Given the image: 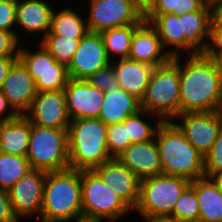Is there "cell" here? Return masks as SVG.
I'll list each match as a JSON object with an SVG mask.
<instances>
[{
    "instance_id": "52a82bcc",
    "label": "cell",
    "mask_w": 222,
    "mask_h": 222,
    "mask_svg": "<svg viewBox=\"0 0 222 222\" xmlns=\"http://www.w3.org/2000/svg\"><path fill=\"white\" fill-rule=\"evenodd\" d=\"M26 157L31 169L51 172L69 168L67 129L31 124Z\"/></svg>"
},
{
    "instance_id": "4dcf8cb0",
    "label": "cell",
    "mask_w": 222,
    "mask_h": 222,
    "mask_svg": "<svg viewBox=\"0 0 222 222\" xmlns=\"http://www.w3.org/2000/svg\"><path fill=\"white\" fill-rule=\"evenodd\" d=\"M178 222H198L199 205L194 187L190 184L176 201L169 216Z\"/></svg>"
},
{
    "instance_id": "484cf974",
    "label": "cell",
    "mask_w": 222,
    "mask_h": 222,
    "mask_svg": "<svg viewBox=\"0 0 222 222\" xmlns=\"http://www.w3.org/2000/svg\"><path fill=\"white\" fill-rule=\"evenodd\" d=\"M144 20L157 30L164 49L166 47H173L171 50L168 49V53L172 57L179 56V53L185 50V35L182 33L179 15L173 13L146 14Z\"/></svg>"
},
{
    "instance_id": "d590c367",
    "label": "cell",
    "mask_w": 222,
    "mask_h": 222,
    "mask_svg": "<svg viewBox=\"0 0 222 222\" xmlns=\"http://www.w3.org/2000/svg\"><path fill=\"white\" fill-rule=\"evenodd\" d=\"M87 81L100 91L106 92L113 90L114 87H120L116 77L114 67L110 64L102 70L95 72Z\"/></svg>"
},
{
    "instance_id": "7c38bea8",
    "label": "cell",
    "mask_w": 222,
    "mask_h": 222,
    "mask_svg": "<svg viewBox=\"0 0 222 222\" xmlns=\"http://www.w3.org/2000/svg\"><path fill=\"white\" fill-rule=\"evenodd\" d=\"M111 64L100 33L89 32L80 39V44L67 66L69 78L87 80L95 72Z\"/></svg>"
},
{
    "instance_id": "ffe728a7",
    "label": "cell",
    "mask_w": 222,
    "mask_h": 222,
    "mask_svg": "<svg viewBox=\"0 0 222 222\" xmlns=\"http://www.w3.org/2000/svg\"><path fill=\"white\" fill-rule=\"evenodd\" d=\"M212 6L209 1L201 10L179 15L182 33L185 35V52L188 55L202 53L209 39Z\"/></svg>"
},
{
    "instance_id": "e0dca14e",
    "label": "cell",
    "mask_w": 222,
    "mask_h": 222,
    "mask_svg": "<svg viewBox=\"0 0 222 222\" xmlns=\"http://www.w3.org/2000/svg\"><path fill=\"white\" fill-rule=\"evenodd\" d=\"M3 95L17 114H25L36 96V81L18 59L9 70L1 87Z\"/></svg>"
},
{
    "instance_id": "3957f363",
    "label": "cell",
    "mask_w": 222,
    "mask_h": 222,
    "mask_svg": "<svg viewBox=\"0 0 222 222\" xmlns=\"http://www.w3.org/2000/svg\"><path fill=\"white\" fill-rule=\"evenodd\" d=\"M162 174L190 181L204 177V156L172 122H162L155 135Z\"/></svg>"
},
{
    "instance_id": "603a6c76",
    "label": "cell",
    "mask_w": 222,
    "mask_h": 222,
    "mask_svg": "<svg viewBox=\"0 0 222 222\" xmlns=\"http://www.w3.org/2000/svg\"><path fill=\"white\" fill-rule=\"evenodd\" d=\"M141 110L140 100L120 87L107 90L98 119L105 125L123 122L127 117Z\"/></svg>"
},
{
    "instance_id": "d6986e66",
    "label": "cell",
    "mask_w": 222,
    "mask_h": 222,
    "mask_svg": "<svg viewBox=\"0 0 222 222\" xmlns=\"http://www.w3.org/2000/svg\"><path fill=\"white\" fill-rule=\"evenodd\" d=\"M117 159L129 168L140 180L162 174L156 139L132 143Z\"/></svg>"
},
{
    "instance_id": "9a60e30c",
    "label": "cell",
    "mask_w": 222,
    "mask_h": 222,
    "mask_svg": "<svg viewBox=\"0 0 222 222\" xmlns=\"http://www.w3.org/2000/svg\"><path fill=\"white\" fill-rule=\"evenodd\" d=\"M64 93L71 120L98 118L105 92L92 86L87 80L69 78Z\"/></svg>"
},
{
    "instance_id": "f35d334b",
    "label": "cell",
    "mask_w": 222,
    "mask_h": 222,
    "mask_svg": "<svg viewBox=\"0 0 222 222\" xmlns=\"http://www.w3.org/2000/svg\"><path fill=\"white\" fill-rule=\"evenodd\" d=\"M18 43L12 32L0 29V57H18Z\"/></svg>"
},
{
    "instance_id": "836d02e7",
    "label": "cell",
    "mask_w": 222,
    "mask_h": 222,
    "mask_svg": "<svg viewBox=\"0 0 222 222\" xmlns=\"http://www.w3.org/2000/svg\"><path fill=\"white\" fill-rule=\"evenodd\" d=\"M107 148L111 158H117L132 143L127 138V118L123 122L107 125Z\"/></svg>"
},
{
    "instance_id": "74e56055",
    "label": "cell",
    "mask_w": 222,
    "mask_h": 222,
    "mask_svg": "<svg viewBox=\"0 0 222 222\" xmlns=\"http://www.w3.org/2000/svg\"><path fill=\"white\" fill-rule=\"evenodd\" d=\"M206 57L214 58L222 53V23L211 18L209 26V39L206 49L202 52Z\"/></svg>"
},
{
    "instance_id": "60d3db41",
    "label": "cell",
    "mask_w": 222,
    "mask_h": 222,
    "mask_svg": "<svg viewBox=\"0 0 222 222\" xmlns=\"http://www.w3.org/2000/svg\"><path fill=\"white\" fill-rule=\"evenodd\" d=\"M10 107V108H9ZM9 108V114L6 112V110ZM11 110V112H10ZM5 113H7L5 116ZM18 114L11 108V106L9 105L7 98L3 95L1 89H0V123H2L3 121H7L10 119H13L17 116Z\"/></svg>"
},
{
    "instance_id": "8d00e7d4",
    "label": "cell",
    "mask_w": 222,
    "mask_h": 222,
    "mask_svg": "<svg viewBox=\"0 0 222 222\" xmlns=\"http://www.w3.org/2000/svg\"><path fill=\"white\" fill-rule=\"evenodd\" d=\"M17 0H3L0 3V29L12 32L17 40L20 36L12 28L16 25Z\"/></svg>"
},
{
    "instance_id": "4fadbf2b",
    "label": "cell",
    "mask_w": 222,
    "mask_h": 222,
    "mask_svg": "<svg viewBox=\"0 0 222 222\" xmlns=\"http://www.w3.org/2000/svg\"><path fill=\"white\" fill-rule=\"evenodd\" d=\"M24 115L31 124L48 128L68 129L71 121L64 90L38 91Z\"/></svg>"
},
{
    "instance_id": "ee69618b",
    "label": "cell",
    "mask_w": 222,
    "mask_h": 222,
    "mask_svg": "<svg viewBox=\"0 0 222 222\" xmlns=\"http://www.w3.org/2000/svg\"><path fill=\"white\" fill-rule=\"evenodd\" d=\"M212 17L222 23V0H212Z\"/></svg>"
},
{
    "instance_id": "1f68e13d",
    "label": "cell",
    "mask_w": 222,
    "mask_h": 222,
    "mask_svg": "<svg viewBox=\"0 0 222 222\" xmlns=\"http://www.w3.org/2000/svg\"><path fill=\"white\" fill-rule=\"evenodd\" d=\"M146 113H148L146 110L141 109L137 113L127 117V138L130 139L131 143L145 142L155 138L157 128L163 121L158 119L155 129L142 119Z\"/></svg>"
},
{
    "instance_id": "f1b7e54d",
    "label": "cell",
    "mask_w": 222,
    "mask_h": 222,
    "mask_svg": "<svg viewBox=\"0 0 222 222\" xmlns=\"http://www.w3.org/2000/svg\"><path fill=\"white\" fill-rule=\"evenodd\" d=\"M31 169L26 156L0 152V189L8 191Z\"/></svg>"
},
{
    "instance_id": "83f0119b",
    "label": "cell",
    "mask_w": 222,
    "mask_h": 222,
    "mask_svg": "<svg viewBox=\"0 0 222 222\" xmlns=\"http://www.w3.org/2000/svg\"><path fill=\"white\" fill-rule=\"evenodd\" d=\"M140 25H126L123 27L104 30L100 33L106 53L111 61L112 54L120 56L118 59L128 58L134 31Z\"/></svg>"
},
{
    "instance_id": "d6a6232c",
    "label": "cell",
    "mask_w": 222,
    "mask_h": 222,
    "mask_svg": "<svg viewBox=\"0 0 222 222\" xmlns=\"http://www.w3.org/2000/svg\"><path fill=\"white\" fill-rule=\"evenodd\" d=\"M209 0H157L147 14L191 13L201 10Z\"/></svg>"
},
{
    "instance_id": "9c48e42d",
    "label": "cell",
    "mask_w": 222,
    "mask_h": 222,
    "mask_svg": "<svg viewBox=\"0 0 222 222\" xmlns=\"http://www.w3.org/2000/svg\"><path fill=\"white\" fill-rule=\"evenodd\" d=\"M39 45L35 52L19 47L18 59L36 81L37 91L64 90L69 79L67 66L57 62L42 43Z\"/></svg>"
},
{
    "instance_id": "30bf717a",
    "label": "cell",
    "mask_w": 222,
    "mask_h": 222,
    "mask_svg": "<svg viewBox=\"0 0 222 222\" xmlns=\"http://www.w3.org/2000/svg\"><path fill=\"white\" fill-rule=\"evenodd\" d=\"M89 1V17L86 18L89 32L101 33L107 29L126 25H141L145 21L132 0Z\"/></svg>"
},
{
    "instance_id": "f546056e",
    "label": "cell",
    "mask_w": 222,
    "mask_h": 222,
    "mask_svg": "<svg viewBox=\"0 0 222 222\" xmlns=\"http://www.w3.org/2000/svg\"><path fill=\"white\" fill-rule=\"evenodd\" d=\"M41 39L40 43L43 44L53 58L66 66L72 61L80 44V39L66 38L55 34H46V36Z\"/></svg>"
},
{
    "instance_id": "7dc6e473",
    "label": "cell",
    "mask_w": 222,
    "mask_h": 222,
    "mask_svg": "<svg viewBox=\"0 0 222 222\" xmlns=\"http://www.w3.org/2000/svg\"><path fill=\"white\" fill-rule=\"evenodd\" d=\"M213 61L220 73V75L222 76V53H218L214 58Z\"/></svg>"
},
{
    "instance_id": "6da1fadb",
    "label": "cell",
    "mask_w": 222,
    "mask_h": 222,
    "mask_svg": "<svg viewBox=\"0 0 222 222\" xmlns=\"http://www.w3.org/2000/svg\"><path fill=\"white\" fill-rule=\"evenodd\" d=\"M180 64V114L222 110V76L203 53Z\"/></svg>"
},
{
    "instance_id": "d4e9b609",
    "label": "cell",
    "mask_w": 222,
    "mask_h": 222,
    "mask_svg": "<svg viewBox=\"0 0 222 222\" xmlns=\"http://www.w3.org/2000/svg\"><path fill=\"white\" fill-rule=\"evenodd\" d=\"M199 205L198 222H222V191L211 178L191 181Z\"/></svg>"
},
{
    "instance_id": "8992f818",
    "label": "cell",
    "mask_w": 222,
    "mask_h": 222,
    "mask_svg": "<svg viewBox=\"0 0 222 222\" xmlns=\"http://www.w3.org/2000/svg\"><path fill=\"white\" fill-rule=\"evenodd\" d=\"M81 200L84 222H114L132 210L93 170H81Z\"/></svg>"
},
{
    "instance_id": "b9f144b4",
    "label": "cell",
    "mask_w": 222,
    "mask_h": 222,
    "mask_svg": "<svg viewBox=\"0 0 222 222\" xmlns=\"http://www.w3.org/2000/svg\"><path fill=\"white\" fill-rule=\"evenodd\" d=\"M18 60V57H0V89L12 65Z\"/></svg>"
},
{
    "instance_id": "cb8c5ba5",
    "label": "cell",
    "mask_w": 222,
    "mask_h": 222,
    "mask_svg": "<svg viewBox=\"0 0 222 222\" xmlns=\"http://www.w3.org/2000/svg\"><path fill=\"white\" fill-rule=\"evenodd\" d=\"M31 122L24 114L0 123V152L27 156Z\"/></svg>"
},
{
    "instance_id": "7bdbcfd3",
    "label": "cell",
    "mask_w": 222,
    "mask_h": 222,
    "mask_svg": "<svg viewBox=\"0 0 222 222\" xmlns=\"http://www.w3.org/2000/svg\"><path fill=\"white\" fill-rule=\"evenodd\" d=\"M134 6L145 16L154 6L157 0H132Z\"/></svg>"
},
{
    "instance_id": "f6af8a7d",
    "label": "cell",
    "mask_w": 222,
    "mask_h": 222,
    "mask_svg": "<svg viewBox=\"0 0 222 222\" xmlns=\"http://www.w3.org/2000/svg\"><path fill=\"white\" fill-rule=\"evenodd\" d=\"M210 178L217 185L219 190L222 191V171L213 174Z\"/></svg>"
},
{
    "instance_id": "5bb4252c",
    "label": "cell",
    "mask_w": 222,
    "mask_h": 222,
    "mask_svg": "<svg viewBox=\"0 0 222 222\" xmlns=\"http://www.w3.org/2000/svg\"><path fill=\"white\" fill-rule=\"evenodd\" d=\"M46 173L32 169L8 190L13 212L19 221L23 216L41 214Z\"/></svg>"
},
{
    "instance_id": "8fae6325",
    "label": "cell",
    "mask_w": 222,
    "mask_h": 222,
    "mask_svg": "<svg viewBox=\"0 0 222 222\" xmlns=\"http://www.w3.org/2000/svg\"><path fill=\"white\" fill-rule=\"evenodd\" d=\"M172 121L185 138L205 156L213 146L216 137L222 130V110L213 112H188L178 115Z\"/></svg>"
},
{
    "instance_id": "ab89813d",
    "label": "cell",
    "mask_w": 222,
    "mask_h": 222,
    "mask_svg": "<svg viewBox=\"0 0 222 222\" xmlns=\"http://www.w3.org/2000/svg\"><path fill=\"white\" fill-rule=\"evenodd\" d=\"M0 222H21L13 212L9 193L0 189Z\"/></svg>"
},
{
    "instance_id": "7a4b0ae2",
    "label": "cell",
    "mask_w": 222,
    "mask_h": 222,
    "mask_svg": "<svg viewBox=\"0 0 222 222\" xmlns=\"http://www.w3.org/2000/svg\"><path fill=\"white\" fill-rule=\"evenodd\" d=\"M40 217V222H83L81 170L46 173Z\"/></svg>"
},
{
    "instance_id": "ac0fdd59",
    "label": "cell",
    "mask_w": 222,
    "mask_h": 222,
    "mask_svg": "<svg viewBox=\"0 0 222 222\" xmlns=\"http://www.w3.org/2000/svg\"><path fill=\"white\" fill-rule=\"evenodd\" d=\"M162 45L157 30L144 21L135 31L131 40L128 58L150 64L154 67L168 63L172 56Z\"/></svg>"
},
{
    "instance_id": "bcb514c9",
    "label": "cell",
    "mask_w": 222,
    "mask_h": 222,
    "mask_svg": "<svg viewBox=\"0 0 222 222\" xmlns=\"http://www.w3.org/2000/svg\"><path fill=\"white\" fill-rule=\"evenodd\" d=\"M146 222H174L170 217H145Z\"/></svg>"
},
{
    "instance_id": "4316f807",
    "label": "cell",
    "mask_w": 222,
    "mask_h": 222,
    "mask_svg": "<svg viewBox=\"0 0 222 222\" xmlns=\"http://www.w3.org/2000/svg\"><path fill=\"white\" fill-rule=\"evenodd\" d=\"M88 33L86 19L73 10L65 8L60 12L53 11L51 28L47 34L60 35L66 38L81 39Z\"/></svg>"
},
{
    "instance_id": "e575fe53",
    "label": "cell",
    "mask_w": 222,
    "mask_h": 222,
    "mask_svg": "<svg viewBox=\"0 0 222 222\" xmlns=\"http://www.w3.org/2000/svg\"><path fill=\"white\" fill-rule=\"evenodd\" d=\"M222 171V130L219 132L210 151L204 156V177Z\"/></svg>"
},
{
    "instance_id": "44dd1931",
    "label": "cell",
    "mask_w": 222,
    "mask_h": 222,
    "mask_svg": "<svg viewBox=\"0 0 222 222\" xmlns=\"http://www.w3.org/2000/svg\"><path fill=\"white\" fill-rule=\"evenodd\" d=\"M111 65L114 67L120 88L141 101L154 66L130 58L119 59L115 63L111 61Z\"/></svg>"
},
{
    "instance_id": "277c9868",
    "label": "cell",
    "mask_w": 222,
    "mask_h": 222,
    "mask_svg": "<svg viewBox=\"0 0 222 222\" xmlns=\"http://www.w3.org/2000/svg\"><path fill=\"white\" fill-rule=\"evenodd\" d=\"M107 125L98 118L72 119L69 123V168L92 170L111 160L107 148Z\"/></svg>"
},
{
    "instance_id": "5b68a950",
    "label": "cell",
    "mask_w": 222,
    "mask_h": 222,
    "mask_svg": "<svg viewBox=\"0 0 222 222\" xmlns=\"http://www.w3.org/2000/svg\"><path fill=\"white\" fill-rule=\"evenodd\" d=\"M180 55L161 66L154 67L140 101L141 109L163 122L180 115Z\"/></svg>"
},
{
    "instance_id": "2e32d148",
    "label": "cell",
    "mask_w": 222,
    "mask_h": 222,
    "mask_svg": "<svg viewBox=\"0 0 222 222\" xmlns=\"http://www.w3.org/2000/svg\"><path fill=\"white\" fill-rule=\"evenodd\" d=\"M100 179L115 190L116 194L135 209L140 196L141 180L117 158L104 162L92 169Z\"/></svg>"
},
{
    "instance_id": "7402d4cb",
    "label": "cell",
    "mask_w": 222,
    "mask_h": 222,
    "mask_svg": "<svg viewBox=\"0 0 222 222\" xmlns=\"http://www.w3.org/2000/svg\"><path fill=\"white\" fill-rule=\"evenodd\" d=\"M44 0H17L16 25L27 33H44L50 31L51 17L54 9Z\"/></svg>"
},
{
    "instance_id": "ba28073f",
    "label": "cell",
    "mask_w": 222,
    "mask_h": 222,
    "mask_svg": "<svg viewBox=\"0 0 222 222\" xmlns=\"http://www.w3.org/2000/svg\"><path fill=\"white\" fill-rule=\"evenodd\" d=\"M191 184V181L178 176L158 174L140 182L139 201L134 210L145 217H169L173 207Z\"/></svg>"
}]
</instances>
